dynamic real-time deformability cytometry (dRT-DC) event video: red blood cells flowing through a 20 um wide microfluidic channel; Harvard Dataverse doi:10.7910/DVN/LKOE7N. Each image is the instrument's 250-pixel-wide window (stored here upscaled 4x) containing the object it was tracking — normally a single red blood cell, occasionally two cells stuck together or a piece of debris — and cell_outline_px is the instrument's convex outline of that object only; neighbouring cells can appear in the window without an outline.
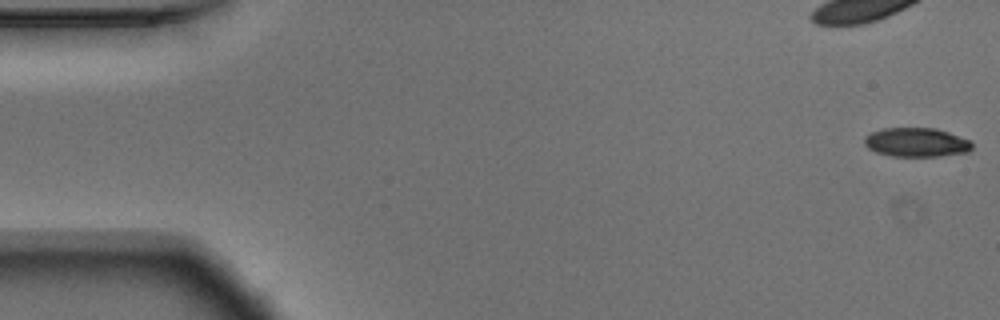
{"species": "Egyptian fruit bat (a non-hibernating species)", "species_latin": "Rousettus aegyptiacus", "temperature_condition": "warm", "stored_images_in_passage": 54, "camera_frame_rate_fps": 3000, "um_per_image_px": 0.085, "animal": {"sex": "male"}, "frame": {"image": 1, "passage_image": 1, "time_ms": 0.0, "image_size_px": [1000, 320], "cell_outline_px": [[972, 148], [968, 152], [940, 156], [892, 156], [876, 152], [868, 148], [864, 144], [864, 136], [872, 132], [884, 128], [936, 128], [972, 140]], "centroid_in_image_um": [77.91, 12.09], "position_along_channel_um": 7.1, "area_um2": 18.32}}
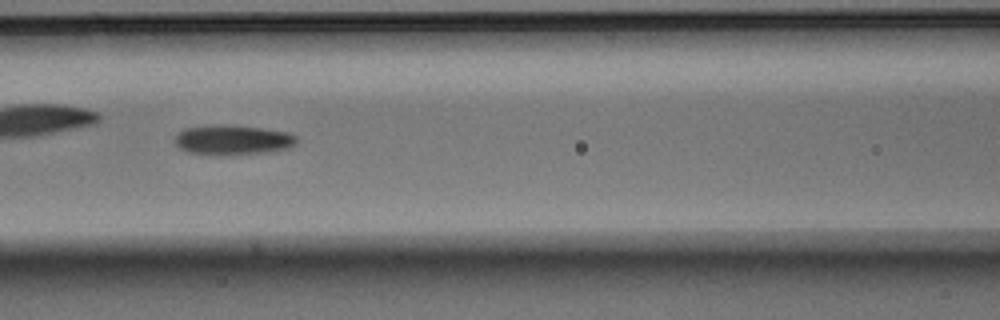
{"frame": {"image": 2, "passage_image": 23, "time_ms": 7.333, "image_size_px": [1000, 320], "cell_outline_px": [[296, 144], [288, 148], [260, 152], [188, 152], [180, 148], [176, 144], [176, 136], [184, 128], [212, 124], [236, 124], [264, 128], [288, 132], [296, 136]], "centroid_in_image_um": [19.81, 11.81], "position_along_channel_um": 146.8, "area_um2": 20.35}}
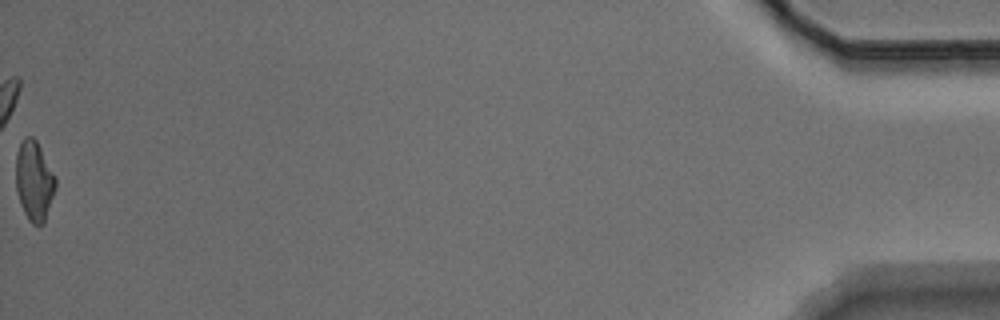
{"frame": {"image": 3, "passage_image": 54, "time_ms": 17.667, "image_size_px": [1000, 320], "cell_outline_px": [[56, 188], [44, 224], [32, 224], [28, 220], [20, 204], [16, 192], [16, 152], [20, 140], [24, 136], [32, 136], [36, 140], [56, 176]], "centroid_in_image_um": [2.9, 15.35], "position_along_channel_um": 432.3, "area_um2": 18.79}, "authors_computed_cell_mechanics": {"area_um2": 19.7098, "velocity_mm_per_s": 3.7594, "shape_relaxation_time_tau1_ms": 4.8037, "shape_relaxation_time_tau2_ms": 4.3657, "deformation_change_tau1": 0.1529, "deformation_change_tau2": 0.1225}}